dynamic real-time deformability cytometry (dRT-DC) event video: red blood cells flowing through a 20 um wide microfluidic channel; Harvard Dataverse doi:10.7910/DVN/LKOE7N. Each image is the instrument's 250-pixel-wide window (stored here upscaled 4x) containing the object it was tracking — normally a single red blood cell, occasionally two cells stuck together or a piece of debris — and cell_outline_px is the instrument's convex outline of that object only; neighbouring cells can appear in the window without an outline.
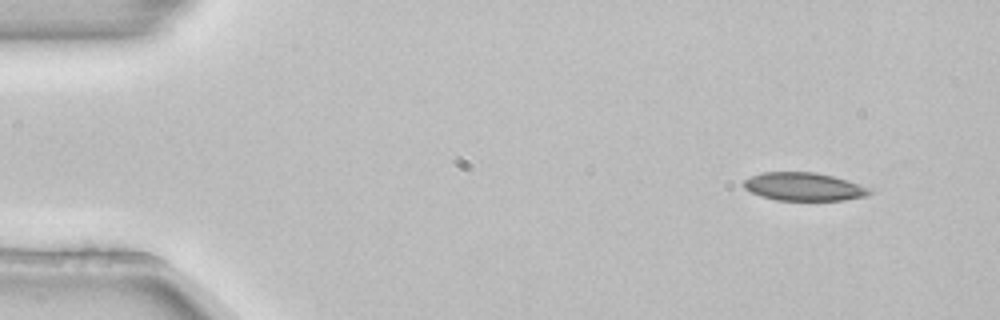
{"species": "common noctule bat (a hibernating species)", "species_latin": "Nyctalus noctula", "temperature_condition": "room temperature", "stored_images_in_passage": 4, "camera_frame_rate_fps": 3000, "um_per_image_px": 0.085, "animal": {"sex": "female", "body_mass_g": 22.7, "forearm_length_mm": 54.2}, "frame": {"image": 1, "passage_image": 1, "time_ms": 0.0, "image_size_px": [1000, 320], "cell_outline_px": [[872, 192], [868, 196], [844, 200], [776, 200], [760, 196], [744, 188], [744, 180], [752, 176], [764, 172], [816, 172], [848, 180], [872, 188]], "centroid_in_image_um": [68.38, 15.87], "position_along_channel_um": 16.6, "area_um2": 20.69}}
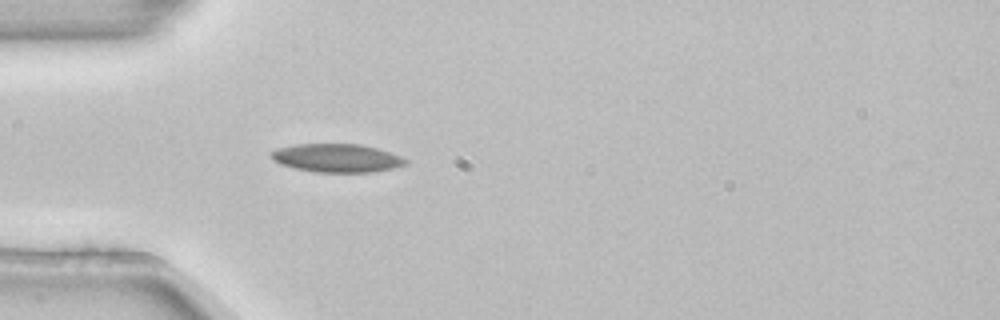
{"frame": {"image": 2, "passage_image": 4, "time_ms": 1.0, "image_size_px": [1000, 320], "cell_outline_px": [[408, 160], [404, 164], [392, 168], [372, 172], [316, 172], [296, 168], [280, 164], [272, 160], [268, 156], [268, 152], [280, 148], [296, 144], [360, 144], [376, 148], [400, 156]], "centroid_in_image_um": [28.56, 13.43], "position_along_channel_um": 56.4, "area_um2": 22.08}}